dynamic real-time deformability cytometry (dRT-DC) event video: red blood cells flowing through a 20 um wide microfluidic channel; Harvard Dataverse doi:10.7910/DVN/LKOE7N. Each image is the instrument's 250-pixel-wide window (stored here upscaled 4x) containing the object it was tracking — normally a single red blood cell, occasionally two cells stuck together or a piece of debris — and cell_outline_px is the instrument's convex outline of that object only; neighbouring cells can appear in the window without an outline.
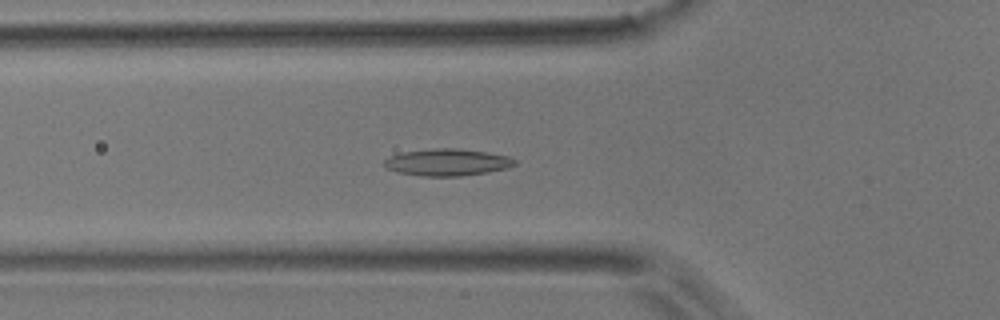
{"species": "common noctule bat (a hibernating species)", "species_latin": "Nyctalus noctula", "temperature_condition": "room temperature", "stored_images_in_passage": 42, "camera_frame_rate_fps": 3000, "um_per_image_px": 0.085, "animal": {"sex": "male", "body_mass_g": 17.9}, "frame": {"image": 1, "passage_image": 7, "time_ms": 2.0, "image_size_px": [1000, 320], "cell_outline_px": [[516, 164], [508, 168], [488, 172], [460, 176], [420, 176], [396, 172], [388, 168], [384, 164], [384, 160], [388, 156], [404, 152], [432, 148], [460, 148], [488, 152], [508, 156], [516, 160]], "centroid_in_image_um": [38.03, 13.79], "position_along_channel_um": 87.8, "area_um2": 20.63}}
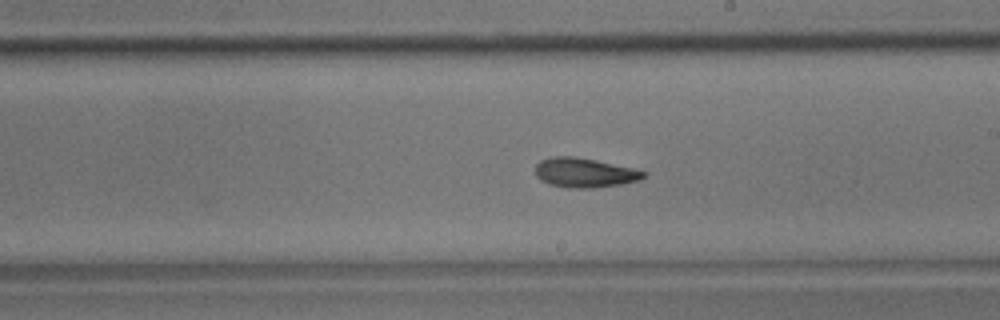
{"frame": {"image": 2, "passage_image": 19, "time_ms": 6.0, "image_size_px": [1000, 320], "cell_outline_px": [[648, 176], [640, 180], [620, 184], [592, 188], [568, 188], [548, 184], [540, 180], [536, 176], [536, 164], [540, 160], [552, 156], [572, 156], [596, 160], [632, 168], [648, 172]], "centroid_in_image_um": [49.69, 14.68], "position_along_channel_um": 239.3, "area_um2": 18.73}}
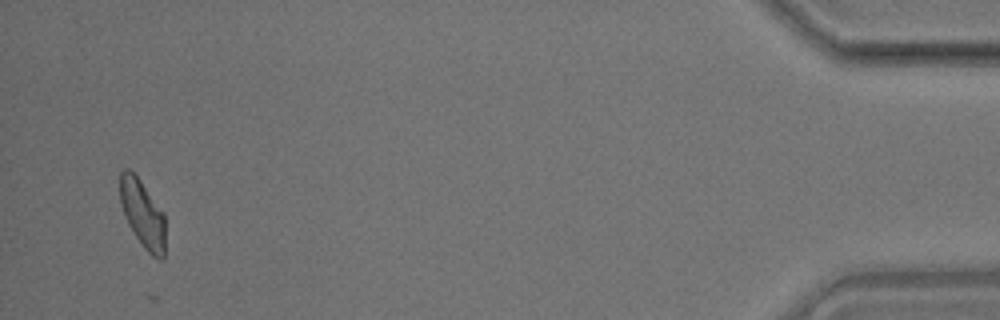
{"frame": {"image": 3, "passage_image": 40, "time_ms": 13.0, "image_size_px": [1000, 320], "cell_outline_px": [[164, 260], [160, 260], [152, 256], [144, 248], [128, 224], [124, 216], [120, 204], [120, 172], [124, 168], [128, 168], [140, 180], [164, 212]], "centroid_in_image_um": [12.11, 18.17], "position_along_channel_um": 423.1, "area_um2": 17.86}, "authors_computed_cell_mechanics": {"area_um2": 18.3804, "velocity_mm_per_s": 3.7744, "shape_relaxation_time_tau1_ms": null, "shape_relaxation_time_tau2_ms": 3.9204, "deformation_change_tau1": null, "deformation_change_tau2": 0.1109}}